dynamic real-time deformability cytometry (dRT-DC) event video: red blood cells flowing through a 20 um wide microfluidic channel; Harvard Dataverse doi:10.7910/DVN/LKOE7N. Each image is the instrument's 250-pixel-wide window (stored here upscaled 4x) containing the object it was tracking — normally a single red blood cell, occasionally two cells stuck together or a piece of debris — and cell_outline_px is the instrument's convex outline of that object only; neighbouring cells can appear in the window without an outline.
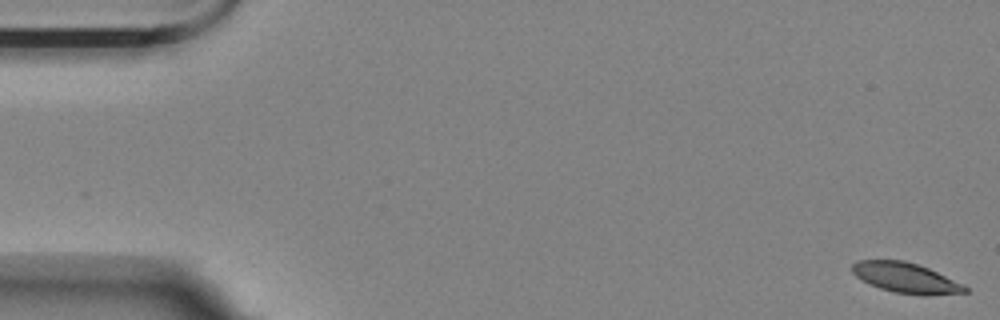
{"species": "Egyptian fruit bat (a non-hibernating species)", "species_latin": "Rousettus aegyptiacus", "temperature_condition": "room temperature", "stored_images_in_passage": 58, "camera_frame_rate_fps": 3000, "um_per_image_px": 0.085, "animal": {"sex": "female"}, "frame": {"image": 1, "passage_image": 1, "time_ms": 0.0, "image_size_px": [1000, 320], "cell_outline_px": [[968, 292], [928, 296], [896, 292], [880, 288], [856, 276], [852, 272], [852, 264], [856, 260], [904, 260], [928, 268], [964, 284], [968, 288]], "centroid_in_image_um": [77.03, 23.61], "position_along_channel_um": 8.0, "area_um2": 19.71}}
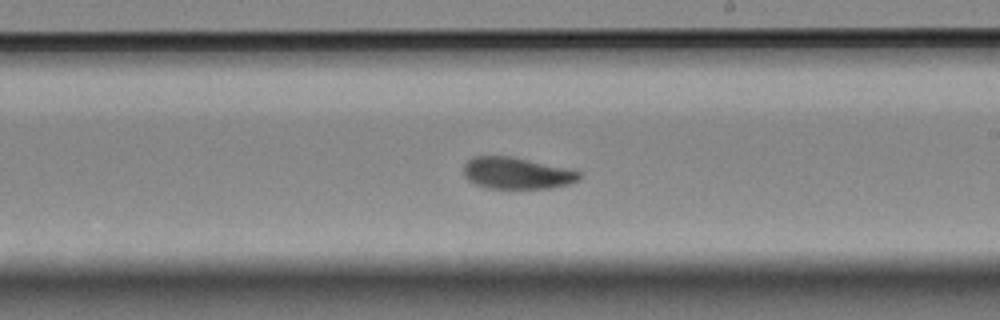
{"frame": {"image": 2, "passage_image": 33, "time_ms": 10.667, "image_size_px": [1000, 320], "cell_outline_px": [[584, 172], [580, 180], [568, 184], [548, 188], [484, 188], [468, 180], [464, 176], [464, 164], [472, 156], [512, 156], [572, 168]], "centroid_in_image_um": [43.98, 14.7], "position_along_channel_um": 245.0, "area_um2": 21.79}}
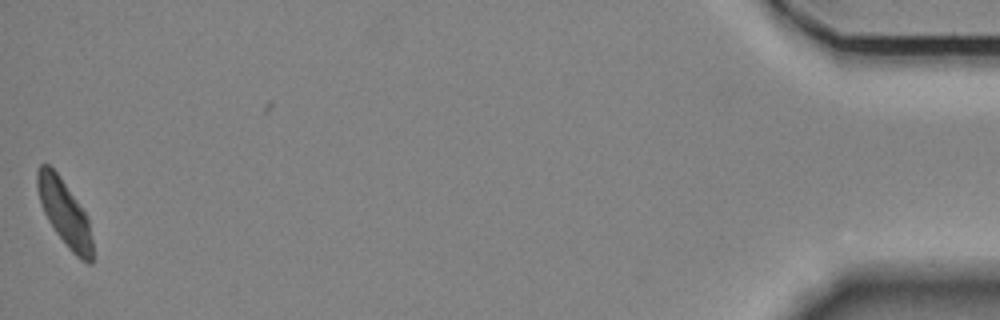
{"frame": {"image": 3, "passage_image": 57, "time_ms": 18.667, "image_size_px": [1000, 320], "cell_outline_px": [[92, 264], [88, 264], [80, 260], [68, 248], [56, 232], [48, 220], [40, 204], [36, 188], [36, 172], [40, 164], [48, 164], [60, 176], [88, 216], [92, 240]], "centroid_in_image_um": [5.48, 18.09], "position_along_channel_um": 429.7, "area_um2": 21.27}, "authors_computed_cell_mechanics": {"area_um2": 21.386, "velocity_mm_per_s": 3.484, "shape_relaxation_time_tau1_ms": 5.2562, "shape_relaxation_time_tau2_ms": null, "deformation_change_tau1": 0.1545, "deformation_change_tau2": null}}